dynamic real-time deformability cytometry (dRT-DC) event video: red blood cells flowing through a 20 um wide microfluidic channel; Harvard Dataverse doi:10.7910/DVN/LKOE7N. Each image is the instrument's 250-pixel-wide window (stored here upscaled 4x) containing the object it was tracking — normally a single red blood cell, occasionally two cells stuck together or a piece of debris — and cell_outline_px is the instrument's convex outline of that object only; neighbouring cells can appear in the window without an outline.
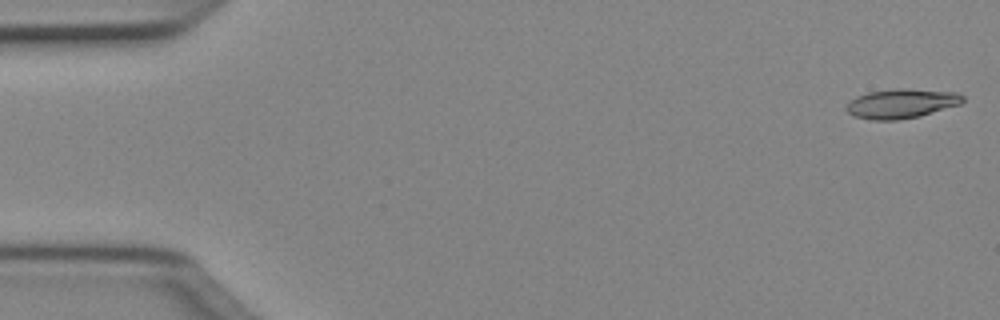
{"species": "Egyptian fruit bat (a non-hibernating species)", "species_latin": "Rousettus aegyptiacus", "temperature_condition": "cold", "stored_images_in_passage": 50, "camera_frame_rate_fps": 3000, "um_per_image_px": 0.085, "animal": {"sex": "female"}, "frame": {"image": 1, "passage_image": 1, "time_ms": 0.0, "image_size_px": [1000, 320], "cell_outline_px": [[964, 100], [960, 104], [920, 116], [896, 120], [872, 120], [852, 116], [844, 108], [856, 96], [868, 92], [900, 88], [904, 88], [956, 92], [964, 96]], "centroid_in_image_um": [76.61, 8.8], "position_along_channel_um": 8.4, "area_um2": 19.94}}
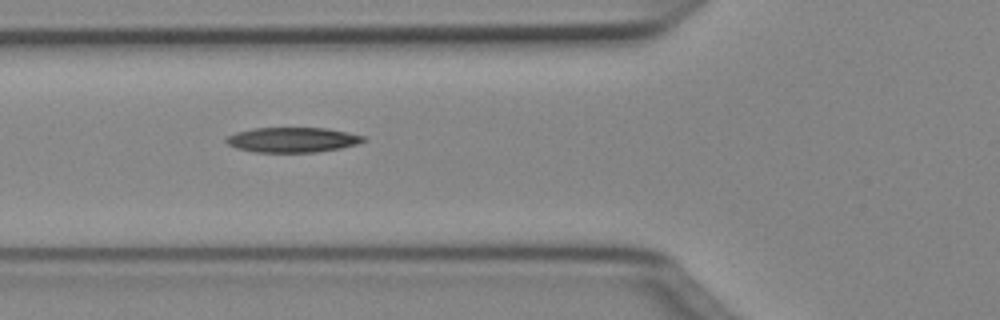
{"frame": {"image": 2, "passage_image": 18, "time_ms": 5.667, "image_size_px": [1000, 320], "cell_outline_px": [[364, 140], [356, 144], [340, 148], [316, 152], [256, 152], [236, 148], [228, 144], [224, 140], [228, 136], [236, 132], [252, 128], [328, 128], [348, 132], [364, 136]], "centroid_in_image_um": [24.83, 11.88], "position_along_channel_um": 101.0, "area_um2": 19.88}}
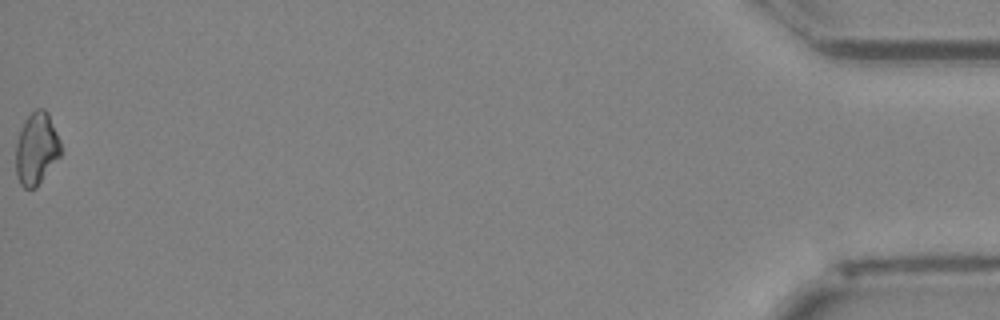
{"frame": {"image": 3, "passage_image": 50, "time_ms": 16.333, "image_size_px": [1000, 320], "cell_outline_px": [[60, 156], [36, 188], [24, 188], [20, 184], [16, 176], [16, 140], [20, 128], [24, 120], [36, 108], [44, 108], [48, 112], [60, 140]], "centroid_in_image_um": [3.08, 12.62], "position_along_channel_um": 432.1, "area_um2": 19.02}, "authors_computed_cell_mechanics": {"area_um2": 19.4497, "velocity_mm_per_s": 4.0477, "shape_relaxation_time_tau1_ms": 10.6455, "shape_relaxation_time_tau2_ms": null, "deformation_change_tau1": 0.1743, "deformation_change_tau2": null}}